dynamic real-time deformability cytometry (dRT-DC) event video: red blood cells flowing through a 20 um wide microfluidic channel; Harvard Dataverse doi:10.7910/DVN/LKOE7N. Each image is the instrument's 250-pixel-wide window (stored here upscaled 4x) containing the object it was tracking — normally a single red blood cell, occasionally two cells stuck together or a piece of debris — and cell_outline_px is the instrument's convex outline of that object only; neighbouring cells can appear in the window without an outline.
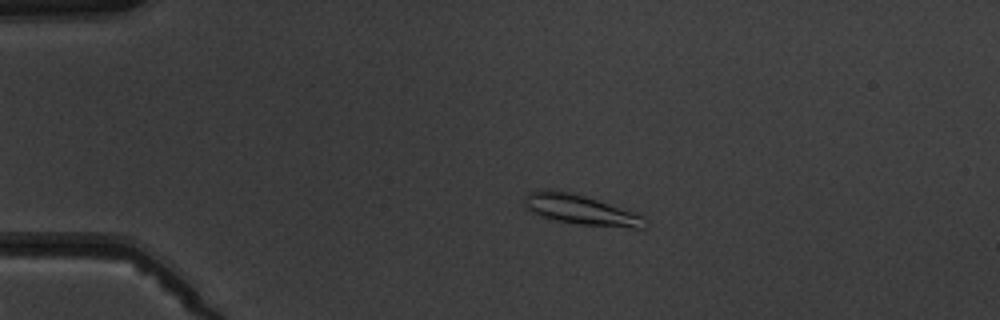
{"species": "common noctule bat (a hibernating species)", "species_latin": "Nyctalus noctula", "temperature_condition": "warm", "stored_images_in_passage": 4, "camera_frame_rate_fps": 3000, "um_per_image_px": 0.085, "animal": {"sex": "male", "body_mass_g": 19.5, "forearm_length_mm": 54.6}, "frame": {"image": 1, "passage_image": 2, "time_ms": 1.333, "image_size_px": [1000, 320], "cell_outline_px": [[648, 220], [644, 228], [632, 228], [580, 224], [548, 220], [532, 212], [524, 204], [524, 196], [528, 192], [544, 188], [552, 188], [572, 192], [636, 212], [644, 216]], "centroid_in_image_um": [49.33, 17.81], "position_along_channel_um": 35.7, "area_um2": 21.5}}
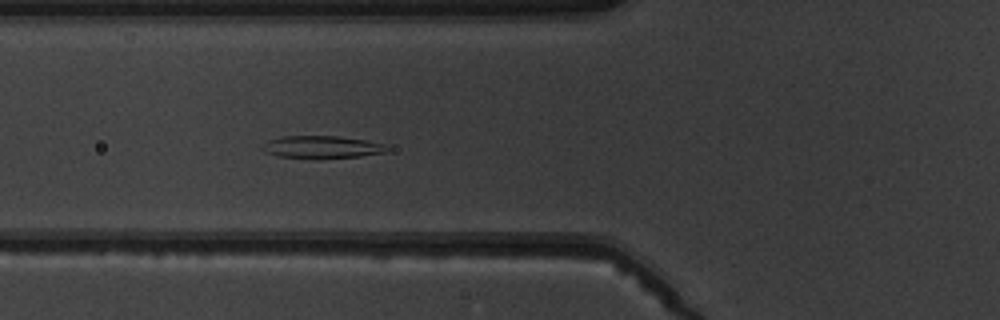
{"frame": {"image": 2, "passage_image": 4, "time_ms": 4.333, "image_size_px": [1000, 320], "cell_outline_px": [[388, 148], [384, 152], [360, 156], [320, 160], [312, 160], [280, 156], [264, 152], [260, 148], [260, 144], [268, 140], [284, 136], [336, 136], [364, 140], [380, 144]], "centroid_in_image_um": [27.23, 12.53], "position_along_channel_um": 98.6, "area_um2": 16.59}}